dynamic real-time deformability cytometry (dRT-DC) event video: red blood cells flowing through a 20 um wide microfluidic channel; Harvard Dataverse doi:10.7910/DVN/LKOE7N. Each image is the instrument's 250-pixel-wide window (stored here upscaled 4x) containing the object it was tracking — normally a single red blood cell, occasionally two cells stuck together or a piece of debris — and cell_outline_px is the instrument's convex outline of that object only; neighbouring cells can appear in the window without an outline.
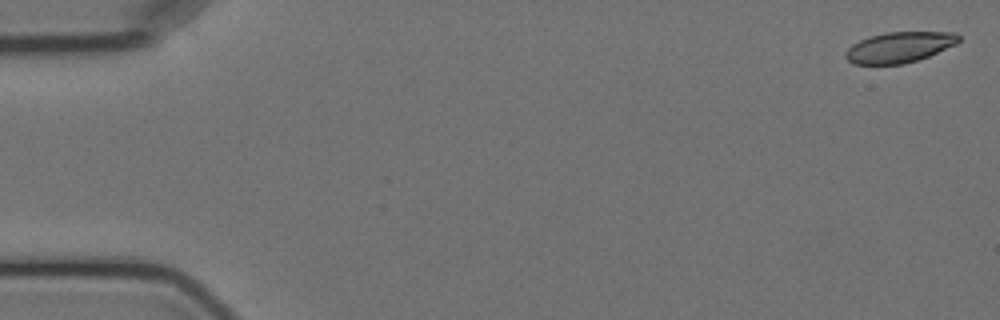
{"species": "Egyptian fruit bat (a non-hibernating species)", "species_latin": "Rousettus aegyptiacus", "temperature_condition": "cold", "stored_images_in_passage": 5, "camera_frame_rate_fps": 3000, "um_per_image_px": 0.085, "animal": {"sex": "female"}, "frame": {"image": 1, "passage_image": 1, "time_ms": 0.0, "image_size_px": [1000, 320], "cell_outline_px": [[960, 40], [956, 44], [928, 56], [904, 64], [856, 64], [848, 60], [844, 56], [844, 52], [852, 44], [860, 40], [884, 32], [956, 32], [960, 36]], "centroid_in_image_um": [76.44, 4.01], "position_along_channel_um": 8.6, "area_um2": 20.11}}
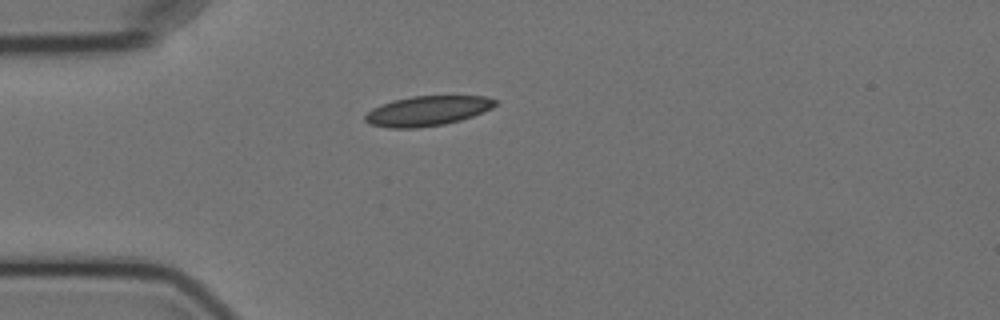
{"frame": {"image": 2, "passage_image": 5, "time_ms": 4.667, "image_size_px": [1000, 320], "cell_outline_px": [[496, 104], [492, 108], [472, 116], [460, 120], [444, 124], [416, 128], [388, 128], [368, 124], [364, 120], [364, 116], [372, 108], [380, 104], [392, 100], [412, 96], [484, 96], [496, 100]], "centroid_in_image_um": [36.27, 9.43], "position_along_channel_um": 48.7, "area_um2": 22.66}}